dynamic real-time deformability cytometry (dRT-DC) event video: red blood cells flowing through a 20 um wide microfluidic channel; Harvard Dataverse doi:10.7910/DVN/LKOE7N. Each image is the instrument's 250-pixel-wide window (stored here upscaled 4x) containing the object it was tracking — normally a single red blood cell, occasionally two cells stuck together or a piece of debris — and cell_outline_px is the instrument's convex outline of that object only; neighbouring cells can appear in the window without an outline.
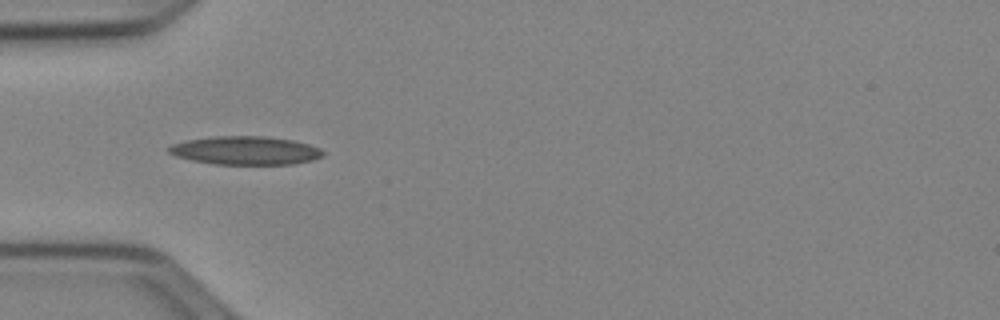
{"species": "Egyptian fruit bat (a non-hibernating species)", "species_latin": "Rousettus aegyptiacus", "temperature_condition": "cold", "stored_images_in_passage": 10, "camera_frame_rate_fps": 3000, "um_per_image_px": 0.085, "animal": {"sex": "female"}, "frame": {"image": 1, "passage_image": 4, "time_ms": 1.0, "image_size_px": [1000, 320], "cell_outline_px": [[324, 156], [312, 160], [292, 164], [216, 164], [192, 160], [176, 156], [168, 152], [168, 148], [172, 144], [188, 140], [212, 136], [260, 136], [292, 140], [308, 144], [320, 148], [324, 152]], "centroid_in_image_um": [20.87, 12.79], "position_along_channel_um": 64.1, "area_um2": 25.37}}
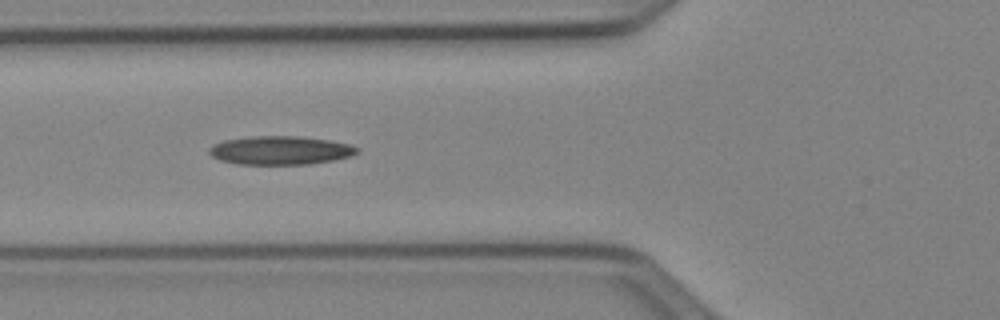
{"frame": {"image": 2, "passage_image": 7, "time_ms": 2.0, "image_size_px": [1000, 320], "cell_outline_px": [[360, 152], [352, 156], [332, 160], [308, 164], [240, 164], [220, 160], [212, 156], [208, 152], [208, 148], [224, 140], [252, 136], [296, 136], [328, 140], [348, 144], [360, 148]], "centroid_in_image_um": [23.85, 12.78], "position_along_channel_um": 102.0, "area_um2": 24.51}}
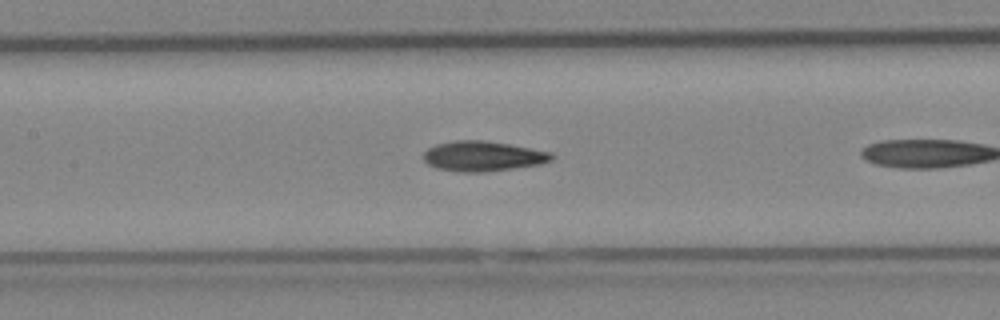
{"frame": {"image": 3, "passage_image": 9, "time_ms": 2.667, "image_size_px": [1000, 320], "cell_outline_px": [[556, 156], [552, 160], [540, 164], [516, 168], [484, 172], [460, 172], [436, 168], [428, 164], [424, 160], [424, 152], [428, 148], [436, 144], [456, 140], [484, 140], [508, 144], [552, 152]], "centroid_in_image_um": [41.06, 13.28], "position_along_channel_um": 166.3, "area_um2": 22.54}}